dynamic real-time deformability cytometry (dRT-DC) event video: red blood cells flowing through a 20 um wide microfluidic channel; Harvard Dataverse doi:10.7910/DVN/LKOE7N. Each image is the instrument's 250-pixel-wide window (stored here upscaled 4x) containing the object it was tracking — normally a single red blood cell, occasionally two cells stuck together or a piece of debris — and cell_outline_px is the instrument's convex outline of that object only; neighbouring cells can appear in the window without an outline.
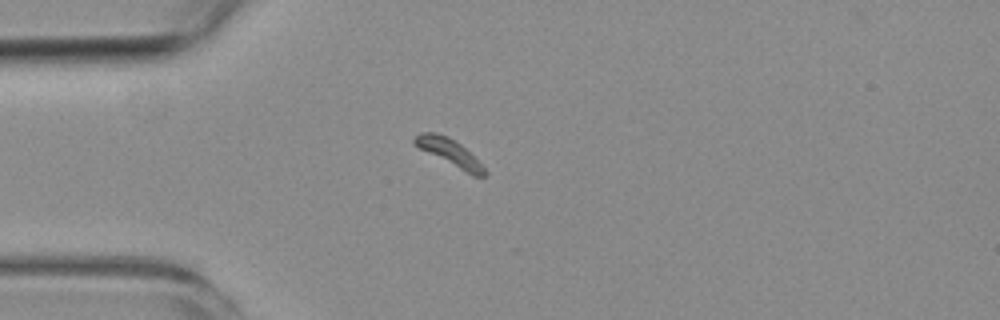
{"species": "common noctule bat (a hibernating species)", "species_latin": "Nyctalus noctula", "temperature_condition": "room temperature", "stored_images_in_passage": 1, "camera_frame_rate_fps": 3000, "um_per_image_px": 0.085, "animal": {"sex": "female", "body_mass_g": 19.3, "forearm_length_mm": 54.1}, "frame": {"image": 1, "passage_image": 1, "time_ms": 0.0, "image_size_px": [1000, 320], "cell_outline_px": [[488, 176], [472, 176], [412, 144], [412, 140], [420, 132], [436, 132], [448, 136], [460, 144], [488, 172]], "centroid_in_image_um": [38.18, 12.95], "position_along_channel_um": 46.8, "area_um2": 10.87}}